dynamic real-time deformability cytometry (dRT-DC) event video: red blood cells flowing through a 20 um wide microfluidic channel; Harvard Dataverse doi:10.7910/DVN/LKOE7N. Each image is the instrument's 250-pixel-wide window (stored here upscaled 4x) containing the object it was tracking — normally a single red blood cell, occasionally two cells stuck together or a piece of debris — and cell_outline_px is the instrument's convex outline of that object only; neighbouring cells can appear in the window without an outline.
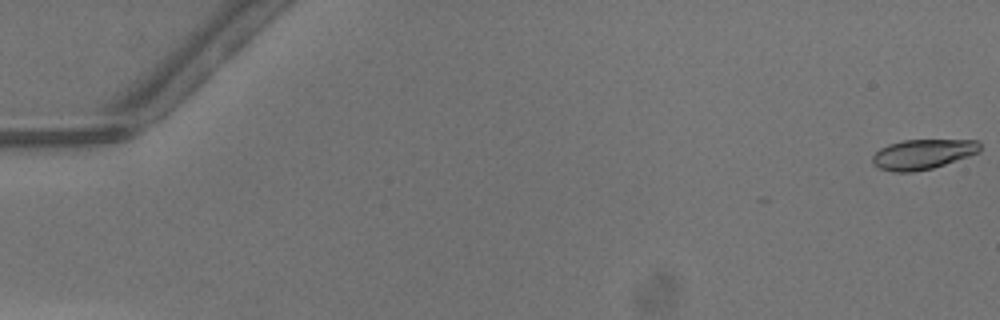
{"species": "common noctule bat (a hibernating species)", "species_latin": "Nyctalus noctula", "temperature_condition": "warm", "stored_images_in_passage": 46, "camera_frame_rate_fps": 3000, "um_per_image_px": 0.085, "animal": {"sex": "male", "body_mass_g": 13.3}, "frame": {"image": 1, "passage_image": 1, "time_ms": 0.0, "image_size_px": [1000, 320], "cell_outline_px": [[980, 152], [932, 168], [912, 172], [892, 172], [880, 168], [872, 164], [872, 156], [880, 148], [888, 144], [904, 140], [976, 140], [980, 144]], "centroid_in_image_um": [78.4, 13.11], "position_along_channel_um": 6.6, "area_um2": 18.67}}
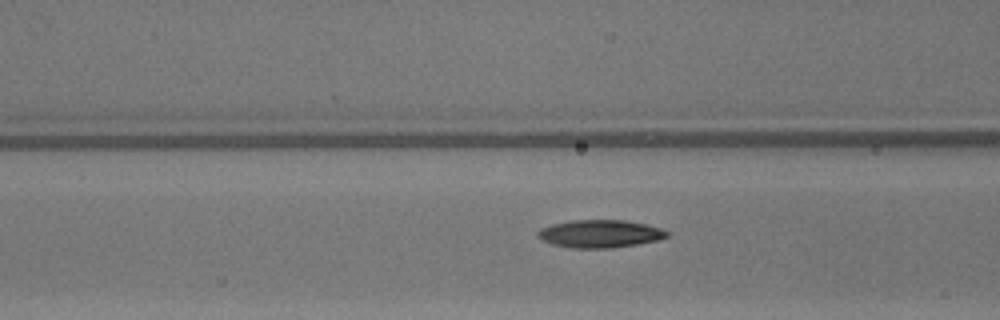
{"frame": {"image": 2, "passage_image": 21, "time_ms": 6.667, "image_size_px": [1000, 320], "cell_outline_px": [[668, 236], [656, 240], [636, 244], [612, 248], [572, 248], [552, 244], [536, 236], [536, 232], [540, 228], [552, 224], [572, 220], [624, 220], [648, 224], [660, 228], [668, 232]], "centroid_in_image_um": [50.97, 19.86], "position_along_channel_um": 115.6, "area_um2": 20.87}}
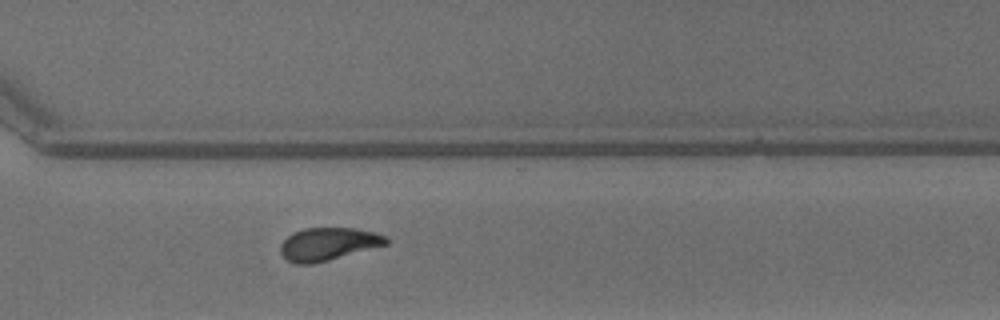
{"frame": {"image": 3, "passage_image": 37, "time_ms": 12.0, "image_size_px": [1000, 320], "cell_outline_px": [[388, 244], [328, 260], [312, 264], [296, 264], [288, 260], [280, 252], [280, 244], [292, 232], [304, 228], [356, 228], [376, 232], [388, 236]], "centroid_in_image_um": [27.91, 20.73], "position_along_channel_um": 342.7, "area_um2": 20.23}, "authors_computed_cell_mechanics": {"area_um2": 20.23, "velocity_mm_per_s": 4.2594, "shape_relaxation_time_tau1_ms": 4.072, "shape_relaxation_time_tau2_ms": 2.546, "deformation_change_tau1": 0.148, "deformation_change_tau2": 0.0869}}